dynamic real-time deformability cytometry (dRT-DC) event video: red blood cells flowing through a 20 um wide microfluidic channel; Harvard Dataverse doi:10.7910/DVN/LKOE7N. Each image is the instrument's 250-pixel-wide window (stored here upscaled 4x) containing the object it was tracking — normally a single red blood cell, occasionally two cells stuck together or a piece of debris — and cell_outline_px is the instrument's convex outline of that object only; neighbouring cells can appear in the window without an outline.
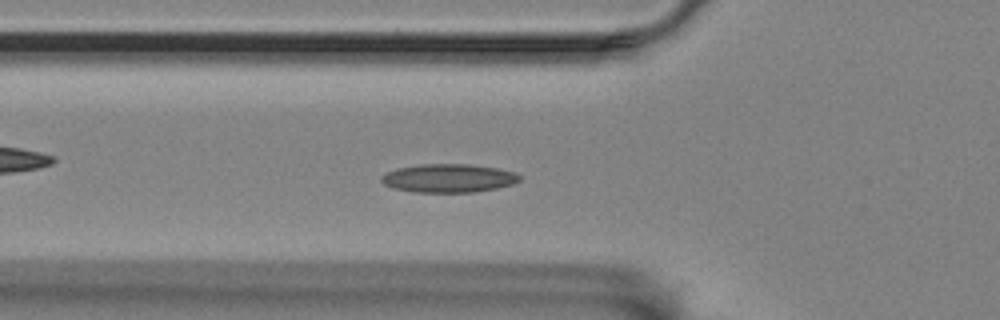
{"species": "Egyptian fruit bat (a non-hibernating species)", "species_latin": "Rousettus aegyptiacus", "temperature_condition": "room temperature", "stored_images_in_passage": 55, "camera_frame_rate_fps": 3000, "um_per_image_px": 0.085, "animal": {"sex": "female"}, "frame": {"image": 1, "passage_image": 17, "time_ms": 5.333, "image_size_px": [1000, 320], "cell_outline_px": [[520, 180], [512, 184], [496, 188], [476, 192], [412, 192], [392, 188], [384, 184], [380, 180], [380, 176], [396, 168], [420, 164], [468, 164], [496, 168], [516, 172], [520, 176]], "centroid_in_image_um": [38.1, 15.15], "position_along_channel_um": 87.7, "area_um2": 23.0}}
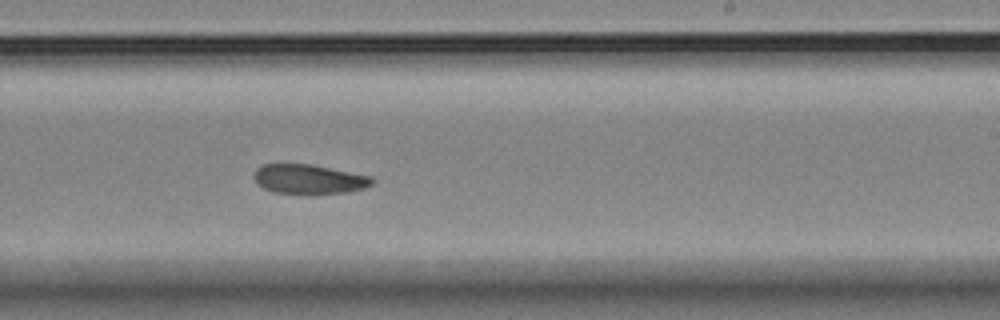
{"frame": {"image": 2, "passage_image": 32, "time_ms": 10.333, "image_size_px": [1000, 320], "cell_outline_px": [[376, 180], [372, 184], [364, 188], [348, 192], [308, 196], [304, 196], [272, 192], [264, 188], [256, 180], [256, 168], [260, 164], [312, 164], [372, 176]], "centroid_in_image_um": [26.31, 15.26], "position_along_channel_um": 262.7, "area_um2": 20.92}}
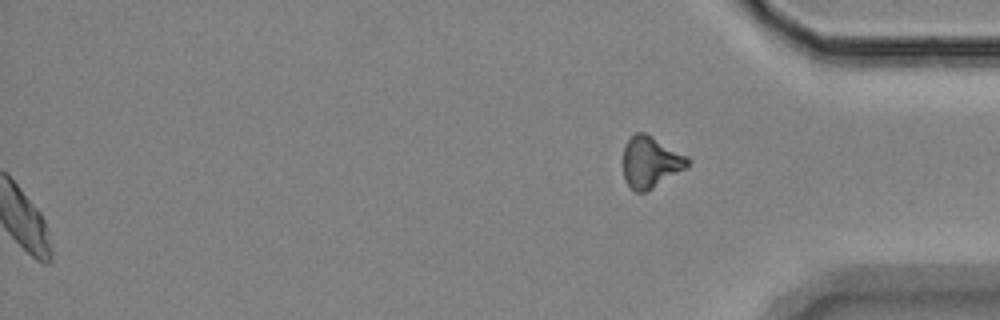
{"frame": {"image": 3, "passage_image": 55, "time_ms": 18.0, "image_size_px": [1000, 320], "cell_outline_px": [[688, 168], [652, 188], [644, 192], [636, 192], [624, 180], [624, 144], [636, 132], [644, 132], [652, 136], [688, 156]], "centroid_in_image_um": [55.31, 13.77], "position_along_channel_um": 379.9, "area_um2": 19.19}, "authors_computed_cell_mechanics": {"area_um2": 21.097, "velocity_mm_per_s": 3.4899, "shape_relaxation_time_tau1_ms": 6.6742, "shape_relaxation_time_tau2_ms": null, "deformation_change_tau1": 0.1142, "deformation_change_tau2": null}}